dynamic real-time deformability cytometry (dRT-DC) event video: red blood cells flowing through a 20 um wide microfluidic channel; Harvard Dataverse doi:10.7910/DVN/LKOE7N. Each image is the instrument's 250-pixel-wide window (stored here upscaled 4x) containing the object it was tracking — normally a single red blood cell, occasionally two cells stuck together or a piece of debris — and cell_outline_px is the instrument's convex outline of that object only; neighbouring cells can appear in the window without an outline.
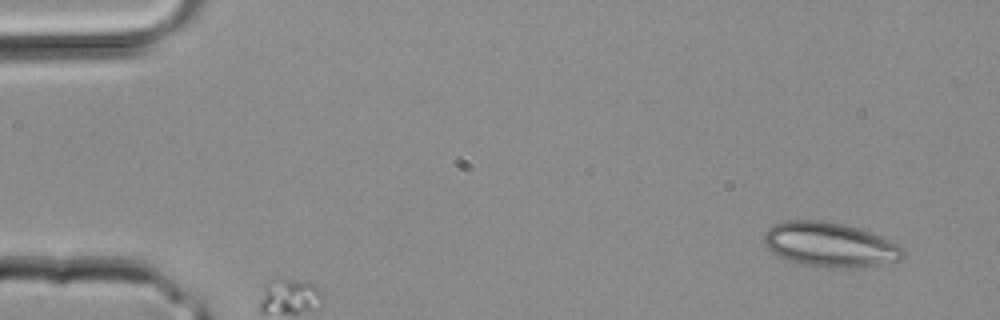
{"species": "common noctule bat (a hibernating species)", "species_latin": "Nyctalus noctula", "temperature_condition": "room temperature", "stored_images_in_passage": 4, "camera_frame_rate_fps": 3000, "um_per_image_px": 0.085, "animal": {"sex": "male", "body_mass_g": 20.4}, "frame": {"image": 1, "passage_image": 1, "time_ms": 0.0, "image_size_px": [1000, 320], "cell_outline_px": [[904, 252], [900, 260], [880, 264], [856, 268], [832, 268], [800, 264], [788, 260], [772, 252], [764, 244], [764, 232], [772, 224], [784, 220], [820, 220], [848, 224], [880, 236], [896, 244]], "centroid_in_image_um": [70.48, 20.78], "position_along_channel_um": 14.5, "area_um2": 36.18}}